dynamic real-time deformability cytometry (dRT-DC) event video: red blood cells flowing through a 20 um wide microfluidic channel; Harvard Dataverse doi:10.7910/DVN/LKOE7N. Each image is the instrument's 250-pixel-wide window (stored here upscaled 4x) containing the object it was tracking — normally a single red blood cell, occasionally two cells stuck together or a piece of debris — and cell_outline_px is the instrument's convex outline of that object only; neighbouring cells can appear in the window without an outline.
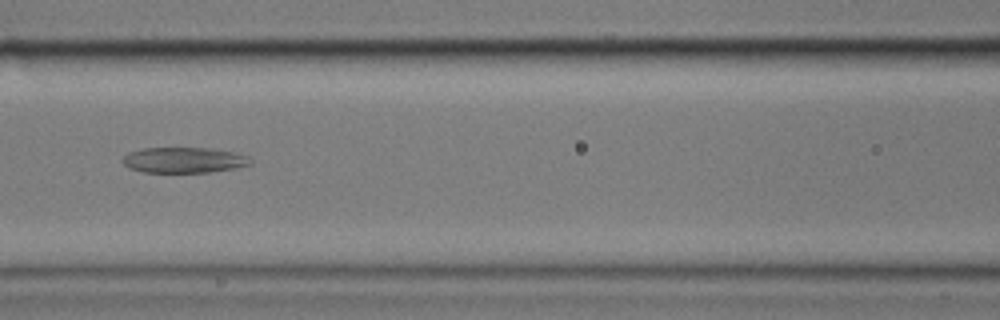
{"species": "common noctule bat (a hibernating species)", "species_latin": "Nyctalus noctula", "temperature_condition": "cold", "stored_images_in_passage": 11, "camera_frame_rate_fps": 3000, "um_per_image_px": 0.085, "animal": {"sex": "male", "body_mass_g": 17.9}, "frame": {"image": 1, "passage_image": 4, "time_ms": 3.333, "image_size_px": [1000, 320], "cell_outline_px": [[252, 164], [236, 168], [208, 172], [144, 172], [128, 168], [124, 164], [124, 156], [128, 152], [144, 148], [208, 148], [236, 152], [248, 156], [252, 160]], "centroid_in_image_um": [15.67, 13.6], "position_along_channel_um": 150.9, "area_um2": 19.07}}
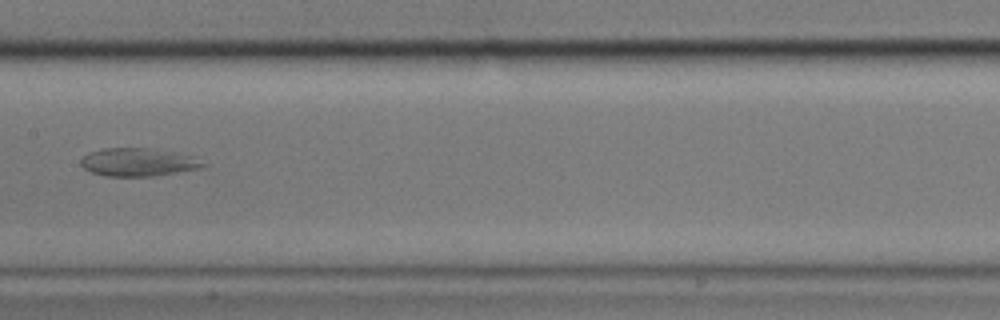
{"frame": {"image": 2, "passage_image": 5, "time_ms": 4.667, "image_size_px": [1000, 320], "cell_outline_px": [[208, 164], [200, 168], [152, 176], [104, 176], [92, 172], [84, 168], [80, 164], [80, 160], [88, 152], [104, 148], [152, 148], [196, 156]], "centroid_in_image_um": [11.76, 13.77], "position_along_channel_um": 195.6, "area_um2": 20.11}}